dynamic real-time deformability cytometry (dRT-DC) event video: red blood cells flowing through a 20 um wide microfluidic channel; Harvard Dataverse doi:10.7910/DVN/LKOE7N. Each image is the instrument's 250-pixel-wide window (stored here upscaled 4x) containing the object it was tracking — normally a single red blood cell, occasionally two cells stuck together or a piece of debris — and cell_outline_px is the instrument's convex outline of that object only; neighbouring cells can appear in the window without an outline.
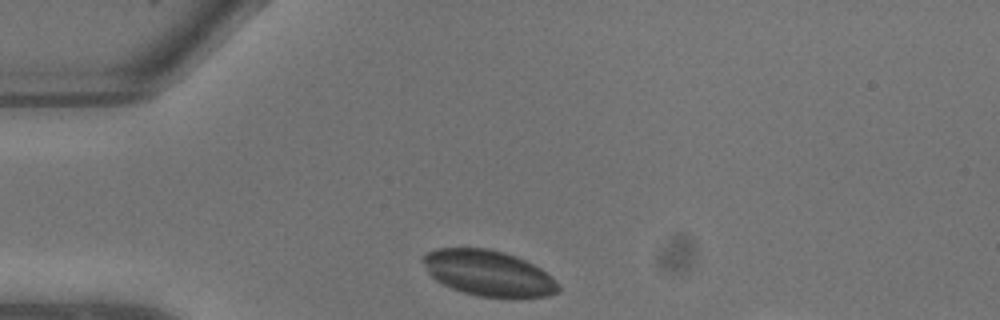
{"species": "common noctule bat (a hibernating species)", "species_latin": "Nyctalus noctula", "temperature_condition": "warm", "stored_images_in_passage": 2, "camera_frame_rate_fps": 3000, "um_per_image_px": 0.085, "animal": {"sex": "male", "body_mass_g": 13.3}, "frame": {"image": 1, "passage_image": 1, "time_ms": 0.0, "image_size_px": [1000, 320], "cell_outline_px": [[560, 288], [556, 292], [548, 296], [480, 296], [464, 292], [452, 288], [436, 280], [428, 272], [420, 260], [420, 256], [436, 248], [488, 248], [504, 252], [524, 260], [540, 268], [552, 276], [556, 280]], "centroid_in_image_um": [41.47, 23.19], "position_along_channel_um": 43.5, "area_um2": 35.55}}